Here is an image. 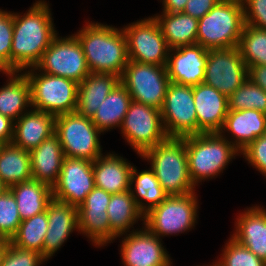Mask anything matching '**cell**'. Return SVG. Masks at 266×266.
I'll return each instance as SVG.
<instances>
[{"label": "cell", "mask_w": 266, "mask_h": 266, "mask_svg": "<svg viewBox=\"0 0 266 266\" xmlns=\"http://www.w3.org/2000/svg\"><path fill=\"white\" fill-rule=\"evenodd\" d=\"M243 8L245 24L266 30V0H247Z\"/></svg>", "instance_id": "42"}, {"label": "cell", "mask_w": 266, "mask_h": 266, "mask_svg": "<svg viewBox=\"0 0 266 266\" xmlns=\"http://www.w3.org/2000/svg\"><path fill=\"white\" fill-rule=\"evenodd\" d=\"M21 222L16 199L8 189L0 196V238L10 241Z\"/></svg>", "instance_id": "38"}, {"label": "cell", "mask_w": 266, "mask_h": 266, "mask_svg": "<svg viewBox=\"0 0 266 266\" xmlns=\"http://www.w3.org/2000/svg\"><path fill=\"white\" fill-rule=\"evenodd\" d=\"M141 158L147 159L157 180L168 196L195 192L189 169L184 138H167L145 151Z\"/></svg>", "instance_id": "3"}, {"label": "cell", "mask_w": 266, "mask_h": 266, "mask_svg": "<svg viewBox=\"0 0 266 266\" xmlns=\"http://www.w3.org/2000/svg\"><path fill=\"white\" fill-rule=\"evenodd\" d=\"M0 176L8 187L31 180L30 152L13 143L1 144Z\"/></svg>", "instance_id": "32"}, {"label": "cell", "mask_w": 266, "mask_h": 266, "mask_svg": "<svg viewBox=\"0 0 266 266\" xmlns=\"http://www.w3.org/2000/svg\"><path fill=\"white\" fill-rule=\"evenodd\" d=\"M14 135V121L0 114V145L12 143Z\"/></svg>", "instance_id": "44"}, {"label": "cell", "mask_w": 266, "mask_h": 266, "mask_svg": "<svg viewBox=\"0 0 266 266\" xmlns=\"http://www.w3.org/2000/svg\"><path fill=\"white\" fill-rule=\"evenodd\" d=\"M221 1L236 2L243 5L247 0H221Z\"/></svg>", "instance_id": "49"}, {"label": "cell", "mask_w": 266, "mask_h": 266, "mask_svg": "<svg viewBox=\"0 0 266 266\" xmlns=\"http://www.w3.org/2000/svg\"><path fill=\"white\" fill-rule=\"evenodd\" d=\"M7 241L3 240L0 242V266H1V260L5 251V247H6Z\"/></svg>", "instance_id": "48"}, {"label": "cell", "mask_w": 266, "mask_h": 266, "mask_svg": "<svg viewBox=\"0 0 266 266\" xmlns=\"http://www.w3.org/2000/svg\"><path fill=\"white\" fill-rule=\"evenodd\" d=\"M32 179L49 184L58 181L64 152L58 136L54 133L38 147L30 151Z\"/></svg>", "instance_id": "25"}, {"label": "cell", "mask_w": 266, "mask_h": 266, "mask_svg": "<svg viewBox=\"0 0 266 266\" xmlns=\"http://www.w3.org/2000/svg\"><path fill=\"white\" fill-rule=\"evenodd\" d=\"M57 35L46 1H36L23 15L14 12L11 71L35 67Z\"/></svg>", "instance_id": "1"}, {"label": "cell", "mask_w": 266, "mask_h": 266, "mask_svg": "<svg viewBox=\"0 0 266 266\" xmlns=\"http://www.w3.org/2000/svg\"><path fill=\"white\" fill-rule=\"evenodd\" d=\"M220 0H188L183 13L200 19L207 14Z\"/></svg>", "instance_id": "43"}, {"label": "cell", "mask_w": 266, "mask_h": 266, "mask_svg": "<svg viewBox=\"0 0 266 266\" xmlns=\"http://www.w3.org/2000/svg\"><path fill=\"white\" fill-rule=\"evenodd\" d=\"M185 144L189 174L195 186L223 173L226 165L241 153L220 133L187 136Z\"/></svg>", "instance_id": "4"}, {"label": "cell", "mask_w": 266, "mask_h": 266, "mask_svg": "<svg viewBox=\"0 0 266 266\" xmlns=\"http://www.w3.org/2000/svg\"><path fill=\"white\" fill-rule=\"evenodd\" d=\"M48 230L46 211L22 220L10 242L17 247L33 250L43 255V244Z\"/></svg>", "instance_id": "34"}, {"label": "cell", "mask_w": 266, "mask_h": 266, "mask_svg": "<svg viewBox=\"0 0 266 266\" xmlns=\"http://www.w3.org/2000/svg\"><path fill=\"white\" fill-rule=\"evenodd\" d=\"M54 133L60 140L65 157L94 162L102 155L99 135L102 133L91 118L75 112L55 116Z\"/></svg>", "instance_id": "8"}, {"label": "cell", "mask_w": 266, "mask_h": 266, "mask_svg": "<svg viewBox=\"0 0 266 266\" xmlns=\"http://www.w3.org/2000/svg\"><path fill=\"white\" fill-rule=\"evenodd\" d=\"M17 202L21 220H25L46 211L53 199L52 187L44 182L31 179L9 187Z\"/></svg>", "instance_id": "28"}, {"label": "cell", "mask_w": 266, "mask_h": 266, "mask_svg": "<svg viewBox=\"0 0 266 266\" xmlns=\"http://www.w3.org/2000/svg\"><path fill=\"white\" fill-rule=\"evenodd\" d=\"M107 214L110 224L111 243L117 236L132 232L130 228H134L133 225L136 222L139 220L144 221V214L138 209L130 190L111 194V199L107 206Z\"/></svg>", "instance_id": "30"}, {"label": "cell", "mask_w": 266, "mask_h": 266, "mask_svg": "<svg viewBox=\"0 0 266 266\" xmlns=\"http://www.w3.org/2000/svg\"><path fill=\"white\" fill-rule=\"evenodd\" d=\"M225 132L232 135L233 139H226L241 152L256 138L266 134V114L253 109L228 110L220 134L225 135Z\"/></svg>", "instance_id": "21"}, {"label": "cell", "mask_w": 266, "mask_h": 266, "mask_svg": "<svg viewBox=\"0 0 266 266\" xmlns=\"http://www.w3.org/2000/svg\"><path fill=\"white\" fill-rule=\"evenodd\" d=\"M248 79L266 92V65L248 67Z\"/></svg>", "instance_id": "45"}, {"label": "cell", "mask_w": 266, "mask_h": 266, "mask_svg": "<svg viewBox=\"0 0 266 266\" xmlns=\"http://www.w3.org/2000/svg\"><path fill=\"white\" fill-rule=\"evenodd\" d=\"M55 131V116L31 108L14 121L12 143L24 150L38 147Z\"/></svg>", "instance_id": "23"}, {"label": "cell", "mask_w": 266, "mask_h": 266, "mask_svg": "<svg viewBox=\"0 0 266 266\" xmlns=\"http://www.w3.org/2000/svg\"><path fill=\"white\" fill-rule=\"evenodd\" d=\"M188 0H162L164 13H180L185 9Z\"/></svg>", "instance_id": "46"}, {"label": "cell", "mask_w": 266, "mask_h": 266, "mask_svg": "<svg viewBox=\"0 0 266 266\" xmlns=\"http://www.w3.org/2000/svg\"><path fill=\"white\" fill-rule=\"evenodd\" d=\"M132 101V97L125 86L119 82L99 104L91 120L102 134L110 129L121 127Z\"/></svg>", "instance_id": "31"}, {"label": "cell", "mask_w": 266, "mask_h": 266, "mask_svg": "<svg viewBox=\"0 0 266 266\" xmlns=\"http://www.w3.org/2000/svg\"><path fill=\"white\" fill-rule=\"evenodd\" d=\"M40 72L74 80L78 84L90 73L82 45L72 34L53 39L35 66Z\"/></svg>", "instance_id": "11"}, {"label": "cell", "mask_w": 266, "mask_h": 266, "mask_svg": "<svg viewBox=\"0 0 266 266\" xmlns=\"http://www.w3.org/2000/svg\"><path fill=\"white\" fill-rule=\"evenodd\" d=\"M244 25L243 5L220 0L198 20L196 43L207 50L236 47Z\"/></svg>", "instance_id": "5"}, {"label": "cell", "mask_w": 266, "mask_h": 266, "mask_svg": "<svg viewBox=\"0 0 266 266\" xmlns=\"http://www.w3.org/2000/svg\"><path fill=\"white\" fill-rule=\"evenodd\" d=\"M13 37V12L0 9V64L11 71V46Z\"/></svg>", "instance_id": "40"}, {"label": "cell", "mask_w": 266, "mask_h": 266, "mask_svg": "<svg viewBox=\"0 0 266 266\" xmlns=\"http://www.w3.org/2000/svg\"><path fill=\"white\" fill-rule=\"evenodd\" d=\"M6 76L9 80L0 88V114L16 121L31 108L30 84L24 72L9 71Z\"/></svg>", "instance_id": "27"}, {"label": "cell", "mask_w": 266, "mask_h": 266, "mask_svg": "<svg viewBox=\"0 0 266 266\" xmlns=\"http://www.w3.org/2000/svg\"><path fill=\"white\" fill-rule=\"evenodd\" d=\"M23 72L30 84L31 108L54 116L76 111L77 82L61 76L39 73L36 67Z\"/></svg>", "instance_id": "6"}, {"label": "cell", "mask_w": 266, "mask_h": 266, "mask_svg": "<svg viewBox=\"0 0 266 266\" xmlns=\"http://www.w3.org/2000/svg\"><path fill=\"white\" fill-rule=\"evenodd\" d=\"M240 155H243L248 164L255 167L266 178V134L252 141Z\"/></svg>", "instance_id": "41"}, {"label": "cell", "mask_w": 266, "mask_h": 266, "mask_svg": "<svg viewBox=\"0 0 266 266\" xmlns=\"http://www.w3.org/2000/svg\"><path fill=\"white\" fill-rule=\"evenodd\" d=\"M122 29L126 36L129 60L167 66L169 48L153 16L129 23Z\"/></svg>", "instance_id": "12"}, {"label": "cell", "mask_w": 266, "mask_h": 266, "mask_svg": "<svg viewBox=\"0 0 266 266\" xmlns=\"http://www.w3.org/2000/svg\"><path fill=\"white\" fill-rule=\"evenodd\" d=\"M120 82L133 101L161 110L170 79L166 66L129 60Z\"/></svg>", "instance_id": "9"}, {"label": "cell", "mask_w": 266, "mask_h": 266, "mask_svg": "<svg viewBox=\"0 0 266 266\" xmlns=\"http://www.w3.org/2000/svg\"><path fill=\"white\" fill-rule=\"evenodd\" d=\"M111 193L94 187L78 207L79 232L86 235L96 247L110 243V224L107 206Z\"/></svg>", "instance_id": "17"}, {"label": "cell", "mask_w": 266, "mask_h": 266, "mask_svg": "<svg viewBox=\"0 0 266 266\" xmlns=\"http://www.w3.org/2000/svg\"><path fill=\"white\" fill-rule=\"evenodd\" d=\"M208 50L199 44L169 49L167 72L170 82L195 86L204 82Z\"/></svg>", "instance_id": "18"}, {"label": "cell", "mask_w": 266, "mask_h": 266, "mask_svg": "<svg viewBox=\"0 0 266 266\" xmlns=\"http://www.w3.org/2000/svg\"><path fill=\"white\" fill-rule=\"evenodd\" d=\"M9 187L3 182L2 177L0 176V196L4 194Z\"/></svg>", "instance_id": "47"}, {"label": "cell", "mask_w": 266, "mask_h": 266, "mask_svg": "<svg viewBox=\"0 0 266 266\" xmlns=\"http://www.w3.org/2000/svg\"><path fill=\"white\" fill-rule=\"evenodd\" d=\"M238 49L247 67L266 65V30L245 24Z\"/></svg>", "instance_id": "35"}, {"label": "cell", "mask_w": 266, "mask_h": 266, "mask_svg": "<svg viewBox=\"0 0 266 266\" xmlns=\"http://www.w3.org/2000/svg\"><path fill=\"white\" fill-rule=\"evenodd\" d=\"M95 187L93 162L64 157L58 181L53 185V198L79 207Z\"/></svg>", "instance_id": "15"}, {"label": "cell", "mask_w": 266, "mask_h": 266, "mask_svg": "<svg viewBox=\"0 0 266 266\" xmlns=\"http://www.w3.org/2000/svg\"><path fill=\"white\" fill-rule=\"evenodd\" d=\"M48 261L41 253L23 249L7 241L1 266H40Z\"/></svg>", "instance_id": "39"}, {"label": "cell", "mask_w": 266, "mask_h": 266, "mask_svg": "<svg viewBox=\"0 0 266 266\" xmlns=\"http://www.w3.org/2000/svg\"><path fill=\"white\" fill-rule=\"evenodd\" d=\"M0 72L2 73L3 72V74H7L8 73V71L0 64Z\"/></svg>", "instance_id": "50"}, {"label": "cell", "mask_w": 266, "mask_h": 266, "mask_svg": "<svg viewBox=\"0 0 266 266\" xmlns=\"http://www.w3.org/2000/svg\"><path fill=\"white\" fill-rule=\"evenodd\" d=\"M197 134L220 133L228 113V97L205 84L193 86Z\"/></svg>", "instance_id": "19"}, {"label": "cell", "mask_w": 266, "mask_h": 266, "mask_svg": "<svg viewBox=\"0 0 266 266\" xmlns=\"http://www.w3.org/2000/svg\"><path fill=\"white\" fill-rule=\"evenodd\" d=\"M130 191L138 209L144 215L153 207L158 206L168 196L151 168L139 172L133 166L130 179Z\"/></svg>", "instance_id": "33"}, {"label": "cell", "mask_w": 266, "mask_h": 266, "mask_svg": "<svg viewBox=\"0 0 266 266\" xmlns=\"http://www.w3.org/2000/svg\"><path fill=\"white\" fill-rule=\"evenodd\" d=\"M169 49L196 44L198 19L183 12L153 15Z\"/></svg>", "instance_id": "29"}, {"label": "cell", "mask_w": 266, "mask_h": 266, "mask_svg": "<svg viewBox=\"0 0 266 266\" xmlns=\"http://www.w3.org/2000/svg\"><path fill=\"white\" fill-rule=\"evenodd\" d=\"M230 236L266 262V209L252 206L240 213Z\"/></svg>", "instance_id": "22"}, {"label": "cell", "mask_w": 266, "mask_h": 266, "mask_svg": "<svg viewBox=\"0 0 266 266\" xmlns=\"http://www.w3.org/2000/svg\"><path fill=\"white\" fill-rule=\"evenodd\" d=\"M248 78L238 46L208 50L204 83L229 97Z\"/></svg>", "instance_id": "14"}, {"label": "cell", "mask_w": 266, "mask_h": 266, "mask_svg": "<svg viewBox=\"0 0 266 266\" xmlns=\"http://www.w3.org/2000/svg\"><path fill=\"white\" fill-rule=\"evenodd\" d=\"M222 250V256L211 266H266V262L258 258L248 248L232 237Z\"/></svg>", "instance_id": "37"}, {"label": "cell", "mask_w": 266, "mask_h": 266, "mask_svg": "<svg viewBox=\"0 0 266 266\" xmlns=\"http://www.w3.org/2000/svg\"><path fill=\"white\" fill-rule=\"evenodd\" d=\"M119 129L139 156L168 138L161 111L135 101L131 102Z\"/></svg>", "instance_id": "10"}, {"label": "cell", "mask_w": 266, "mask_h": 266, "mask_svg": "<svg viewBox=\"0 0 266 266\" xmlns=\"http://www.w3.org/2000/svg\"><path fill=\"white\" fill-rule=\"evenodd\" d=\"M134 165L123 156L108 153L93 162L95 187L116 194L130 190L131 171Z\"/></svg>", "instance_id": "24"}, {"label": "cell", "mask_w": 266, "mask_h": 266, "mask_svg": "<svg viewBox=\"0 0 266 266\" xmlns=\"http://www.w3.org/2000/svg\"><path fill=\"white\" fill-rule=\"evenodd\" d=\"M229 110L253 109L266 114V92L248 78L228 97Z\"/></svg>", "instance_id": "36"}, {"label": "cell", "mask_w": 266, "mask_h": 266, "mask_svg": "<svg viewBox=\"0 0 266 266\" xmlns=\"http://www.w3.org/2000/svg\"><path fill=\"white\" fill-rule=\"evenodd\" d=\"M46 213L48 230L43 244V256L49 260L73 231L79 233L78 207L53 198L47 205Z\"/></svg>", "instance_id": "20"}, {"label": "cell", "mask_w": 266, "mask_h": 266, "mask_svg": "<svg viewBox=\"0 0 266 266\" xmlns=\"http://www.w3.org/2000/svg\"><path fill=\"white\" fill-rule=\"evenodd\" d=\"M160 111L169 138L197 135L193 86L170 82Z\"/></svg>", "instance_id": "13"}, {"label": "cell", "mask_w": 266, "mask_h": 266, "mask_svg": "<svg viewBox=\"0 0 266 266\" xmlns=\"http://www.w3.org/2000/svg\"><path fill=\"white\" fill-rule=\"evenodd\" d=\"M123 235L120 252L124 266H172V259L164 249L162 239L145 226L117 237Z\"/></svg>", "instance_id": "16"}, {"label": "cell", "mask_w": 266, "mask_h": 266, "mask_svg": "<svg viewBox=\"0 0 266 266\" xmlns=\"http://www.w3.org/2000/svg\"><path fill=\"white\" fill-rule=\"evenodd\" d=\"M120 82V77L111 73H89L78 85L76 112L92 118L99 104Z\"/></svg>", "instance_id": "26"}, {"label": "cell", "mask_w": 266, "mask_h": 266, "mask_svg": "<svg viewBox=\"0 0 266 266\" xmlns=\"http://www.w3.org/2000/svg\"><path fill=\"white\" fill-rule=\"evenodd\" d=\"M195 193L167 196L158 206L145 213L142 225L160 239L188 232L195 227L198 218L199 204Z\"/></svg>", "instance_id": "7"}, {"label": "cell", "mask_w": 266, "mask_h": 266, "mask_svg": "<svg viewBox=\"0 0 266 266\" xmlns=\"http://www.w3.org/2000/svg\"><path fill=\"white\" fill-rule=\"evenodd\" d=\"M74 35L82 45L91 73H111L121 78L129 61L122 28L91 21Z\"/></svg>", "instance_id": "2"}]
</instances>
